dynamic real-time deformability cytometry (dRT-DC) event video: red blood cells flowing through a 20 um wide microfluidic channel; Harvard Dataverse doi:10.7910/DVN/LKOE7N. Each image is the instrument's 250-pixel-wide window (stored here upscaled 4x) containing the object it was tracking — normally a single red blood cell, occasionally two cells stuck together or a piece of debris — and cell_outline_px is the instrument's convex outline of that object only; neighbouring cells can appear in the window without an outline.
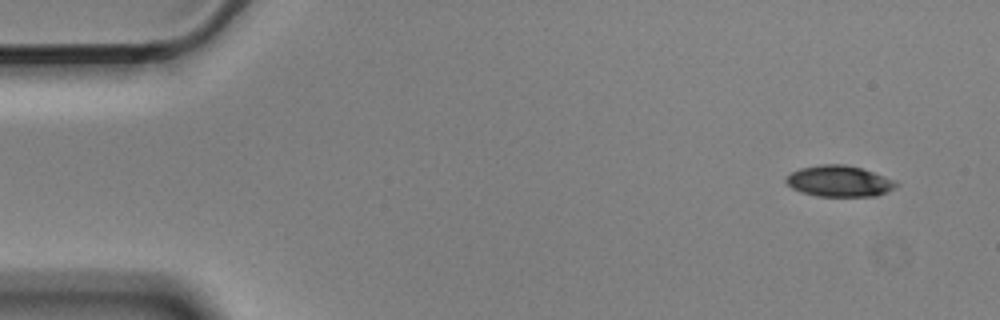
{"species": "Egyptian fruit bat (a non-hibernating species)", "species_latin": "Rousettus aegyptiacus", "temperature_condition": "cold", "stored_images_in_passage": 7, "camera_frame_rate_fps": 3000, "um_per_image_px": 0.085, "animal": {"sex": "male"}, "frame": {"image": 1, "passage_image": 1, "time_ms": 0.0, "image_size_px": [1000, 320], "cell_outline_px": [[900, 184], [896, 188], [888, 192], [876, 196], [816, 196], [800, 192], [792, 188], [784, 180], [792, 172], [800, 168], [820, 164], [844, 164], [860, 168], [896, 180]], "centroid_in_image_um": [71.36, 15.4], "position_along_channel_um": 13.6, "area_um2": 20.06}}
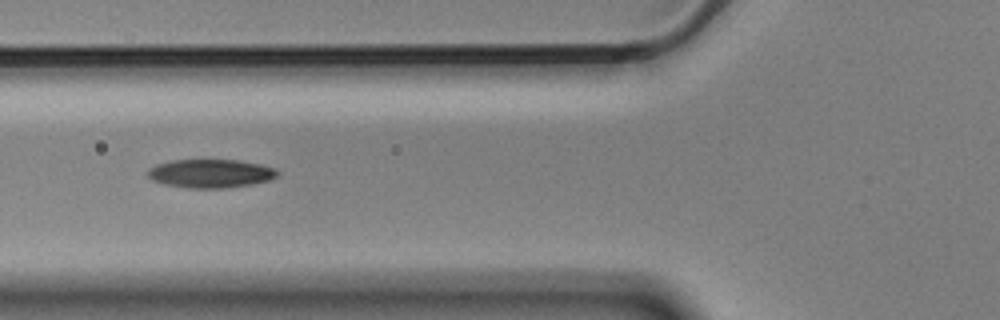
{"frame": {"image": 2, "passage_image": 6, "time_ms": 1.667, "image_size_px": [1000, 320], "cell_outline_px": [[280, 172], [276, 176], [268, 180], [252, 184], [224, 188], [188, 188], [164, 184], [152, 180], [148, 176], [148, 168], [156, 164], [172, 160], [236, 160], [260, 164], [276, 168]], "centroid_in_image_um": [17.89, 14.74], "position_along_channel_um": 107.9, "area_um2": 21.56}}
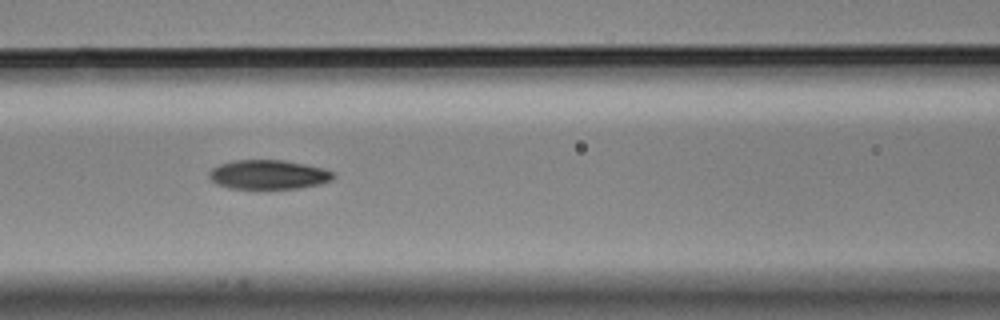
{"frame": {"image": 3, "passage_image": 7, "time_ms": 2.0, "image_size_px": [1000, 320], "cell_outline_px": [[336, 176], [332, 180], [320, 184], [296, 188], [228, 188], [216, 184], [208, 176], [208, 172], [212, 168], [220, 164], [236, 160], [284, 160], [324, 168], [336, 172]], "centroid_in_image_um": [22.84, 14.83], "position_along_channel_um": 143.8, "area_um2": 21.21}}